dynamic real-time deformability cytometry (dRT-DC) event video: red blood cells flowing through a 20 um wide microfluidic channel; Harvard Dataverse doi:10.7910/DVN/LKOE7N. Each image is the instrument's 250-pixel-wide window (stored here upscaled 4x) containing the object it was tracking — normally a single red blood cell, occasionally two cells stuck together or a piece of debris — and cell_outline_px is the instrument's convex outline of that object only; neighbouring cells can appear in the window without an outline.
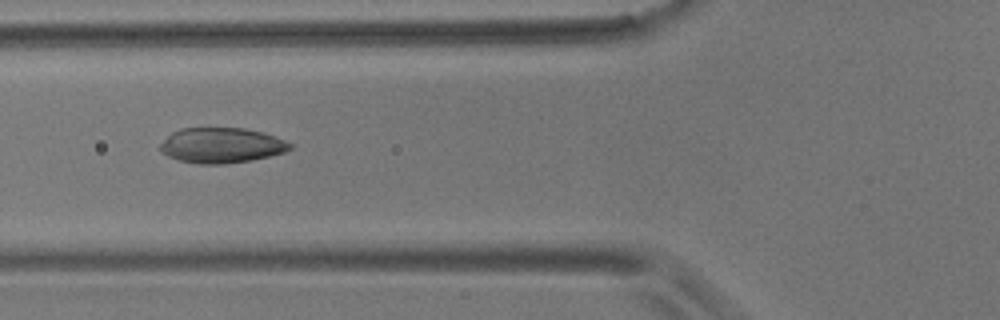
{"species": "common noctule bat (a hibernating species)", "species_latin": "Nyctalus noctula", "temperature_condition": "room temperature", "stored_images_in_passage": 4, "camera_frame_rate_fps": 3000, "um_per_image_px": 0.085, "animal": {"sex": "male", "body_mass_g": 17.9}, "frame": {"image": 1, "passage_image": 4, "time_ms": 4.0, "image_size_px": [1000, 320], "cell_outline_px": [[292, 148], [284, 152], [252, 160], [224, 164], [196, 164], [180, 160], [168, 156], [160, 152], [160, 144], [172, 132], [180, 128], [244, 128], [264, 132], [284, 140], [292, 144]], "centroid_in_image_um": [18.81, 12.35], "position_along_channel_um": 107.0, "area_um2": 26.7}}